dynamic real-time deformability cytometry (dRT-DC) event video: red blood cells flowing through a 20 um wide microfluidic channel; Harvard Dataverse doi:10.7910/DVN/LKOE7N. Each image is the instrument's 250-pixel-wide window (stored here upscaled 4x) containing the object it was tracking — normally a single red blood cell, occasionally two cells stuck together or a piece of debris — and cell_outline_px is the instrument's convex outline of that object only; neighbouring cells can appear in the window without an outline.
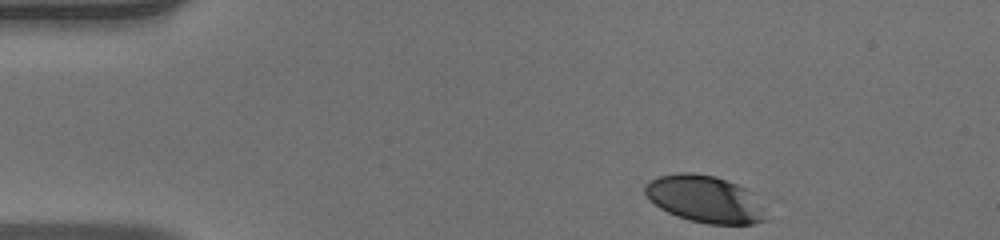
{"species": "human", "species_latin": "Homo sapiens", "temperature_condition": "warm", "stored_images_in_passage": 39, "camera_frame_rate_fps": 3000, "um_per_image_px": 0.085, "donor": {"sex": "male"}, "frame": {"image": 1, "passage_image": 1, "time_ms": 0.0, "image_size_px": [1000, 240], "cell_outline_px": [[768, 220], [752, 224], [708, 224], [688, 220], [676, 216], [660, 208], [644, 192], [644, 188], [652, 180], [660, 176], [680, 172], [692, 172], [716, 176], [736, 184], [752, 192]], "centroid_in_image_um": [59.92, 16.93], "position_along_channel_um": 25.1, "area_um2": 32.77}}
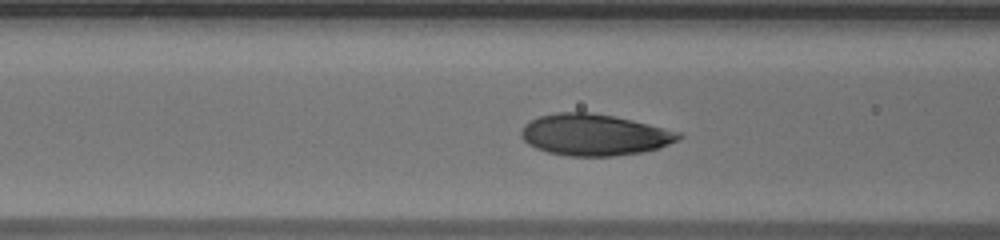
{"frame": {"image": 2, "passage_image": 14, "time_ms": 4.333, "image_size_px": [1000, 240], "cell_outline_px": [[684, 136], [660, 148], [640, 152], [612, 156], [568, 156], [548, 152], [536, 148], [528, 144], [520, 136], [520, 132], [524, 124], [540, 116], [556, 112], [592, 112], [632, 120], [680, 132]], "centroid_in_image_um": [50.49, 11.46], "position_along_channel_um": 116.1, "area_um2": 37.86}}
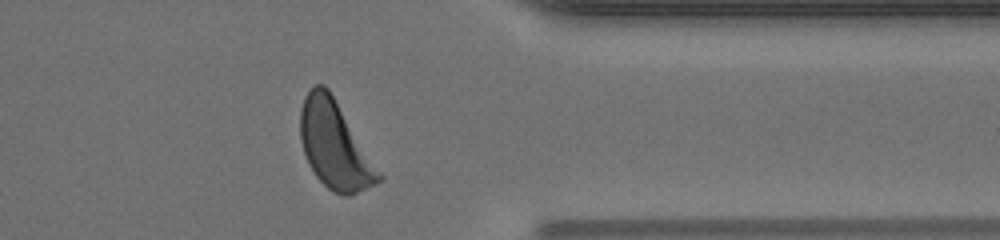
{"frame": {"image": 3, "passage_image": 35, "time_ms": 11.333, "image_size_px": [1000, 240], "cell_outline_px": [[384, 180], [348, 196], [344, 196], [328, 188], [316, 176], [308, 164], [300, 140], [300, 108], [304, 96], [316, 84], [324, 84], [328, 88], [384, 176]], "centroid_in_image_um": [28.45, 12.34], "position_along_channel_um": 382.9, "area_um2": 39.65}, "authors_computed_cell_mechanics": {"area_um2": 37.281, "velocity_mm_per_s": 3.9623, "shape_relaxation_time_tau1_ms": 2.9025, "shape_relaxation_time_tau2_ms": null, "deformation_change_tau1": 0.1501, "deformation_change_tau2": null}}